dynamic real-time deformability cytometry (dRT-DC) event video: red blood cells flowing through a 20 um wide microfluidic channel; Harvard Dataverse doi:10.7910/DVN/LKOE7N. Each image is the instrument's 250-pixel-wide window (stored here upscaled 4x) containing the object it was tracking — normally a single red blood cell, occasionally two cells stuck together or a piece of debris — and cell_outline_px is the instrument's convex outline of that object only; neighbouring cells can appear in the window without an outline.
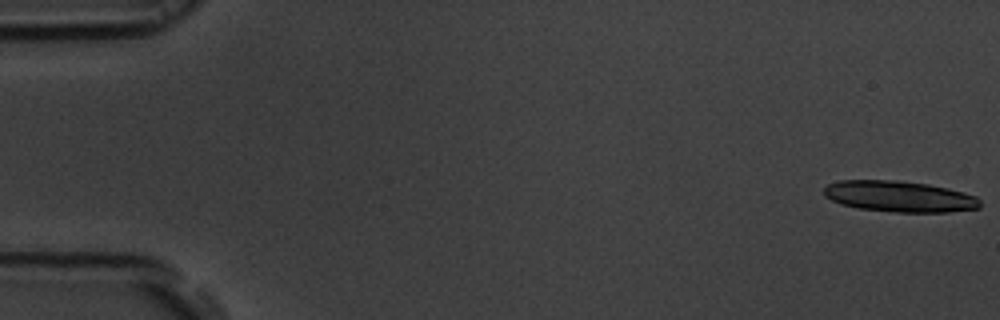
{"species": "common noctule bat (a hibernating species)", "species_latin": "Nyctalus noctula", "temperature_condition": "room temperature", "stored_images_in_passage": 15, "camera_frame_rate_fps": 3000, "um_per_image_px": 0.085, "animal": {"sex": "male", "body_mass_g": 19.5, "forearm_length_mm": 54.6}, "frame": {"image": 1, "passage_image": 1, "time_ms": 0.0, "image_size_px": [1000, 320], "cell_outline_px": [[980, 208], [948, 212], [896, 212], [860, 208], [840, 204], [824, 196], [824, 188], [828, 184], [840, 180], [900, 180], [928, 184], [948, 188], [964, 192], [976, 196], [980, 200]], "centroid_in_image_um": [76.46, 16.69], "position_along_channel_um": 8.5, "area_um2": 28.32}}